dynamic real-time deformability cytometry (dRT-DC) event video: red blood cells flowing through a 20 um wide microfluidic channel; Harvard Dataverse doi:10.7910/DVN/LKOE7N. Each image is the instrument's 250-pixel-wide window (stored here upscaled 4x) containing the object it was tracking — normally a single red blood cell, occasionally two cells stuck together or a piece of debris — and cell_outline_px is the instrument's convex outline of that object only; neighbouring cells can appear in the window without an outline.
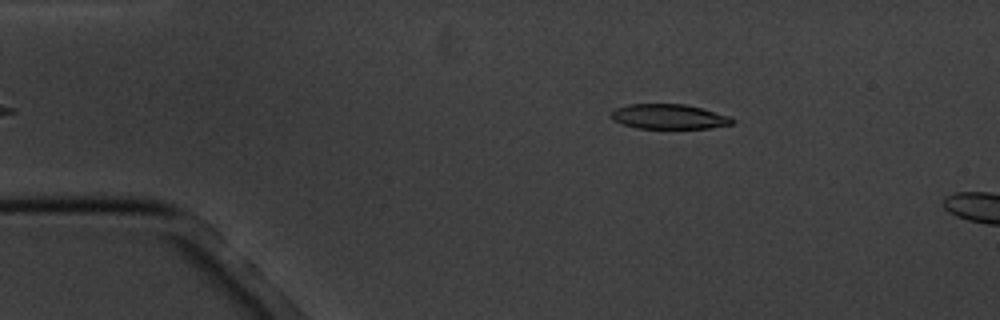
{"species": "common noctule bat (a hibernating species)", "species_latin": "Nyctalus noctula", "temperature_condition": "cold", "stored_images_in_passage": 4, "camera_frame_rate_fps": 3000, "um_per_image_px": 0.085, "animal": {"sex": "male", "body_mass_g": 20.1, "forearm_length_mm": 53.5}, "frame": {"image": 1, "passage_image": 4, "time_ms": 4.333, "image_size_px": [1000, 320], "cell_outline_px": [[736, 120], [732, 124], [708, 128], [636, 128], [620, 124], [612, 120], [608, 116], [616, 108], [628, 104], [684, 104], [732, 116]], "centroid_in_image_um": [56.83, 9.91], "position_along_channel_um": 28.2, "area_um2": 17.69}}